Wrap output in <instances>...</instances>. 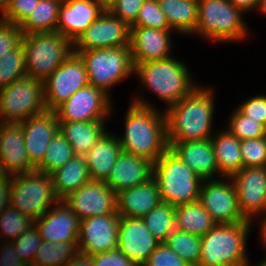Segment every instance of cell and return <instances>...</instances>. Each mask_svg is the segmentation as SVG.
<instances>
[{"label": "cell", "mask_w": 266, "mask_h": 266, "mask_svg": "<svg viewBox=\"0 0 266 266\" xmlns=\"http://www.w3.org/2000/svg\"><path fill=\"white\" fill-rule=\"evenodd\" d=\"M57 197L49 174L38 172L13 175L10 185V206L19 210L33 221L41 218Z\"/></svg>", "instance_id": "52a82bcc"}, {"label": "cell", "mask_w": 266, "mask_h": 266, "mask_svg": "<svg viewBox=\"0 0 266 266\" xmlns=\"http://www.w3.org/2000/svg\"><path fill=\"white\" fill-rule=\"evenodd\" d=\"M145 0H111L106 8L117 18L130 26L135 22Z\"/></svg>", "instance_id": "f6af8a7d"}, {"label": "cell", "mask_w": 266, "mask_h": 266, "mask_svg": "<svg viewBox=\"0 0 266 266\" xmlns=\"http://www.w3.org/2000/svg\"><path fill=\"white\" fill-rule=\"evenodd\" d=\"M142 99H135L126 114L125 134L119 137L123 152L155 163L169 148L166 117Z\"/></svg>", "instance_id": "6da1fadb"}, {"label": "cell", "mask_w": 266, "mask_h": 266, "mask_svg": "<svg viewBox=\"0 0 266 266\" xmlns=\"http://www.w3.org/2000/svg\"><path fill=\"white\" fill-rule=\"evenodd\" d=\"M63 0H40L27 19L19 26L23 35L56 32L59 6Z\"/></svg>", "instance_id": "d6a6232c"}, {"label": "cell", "mask_w": 266, "mask_h": 266, "mask_svg": "<svg viewBox=\"0 0 266 266\" xmlns=\"http://www.w3.org/2000/svg\"><path fill=\"white\" fill-rule=\"evenodd\" d=\"M199 202L217 224H234L248 221L239 209L237 192L232 179L231 183L224 182L221 179L220 181L219 179L203 180Z\"/></svg>", "instance_id": "5bb4252c"}, {"label": "cell", "mask_w": 266, "mask_h": 266, "mask_svg": "<svg viewBox=\"0 0 266 266\" xmlns=\"http://www.w3.org/2000/svg\"><path fill=\"white\" fill-rule=\"evenodd\" d=\"M243 168L266 167V137L240 141Z\"/></svg>", "instance_id": "b9f144b4"}, {"label": "cell", "mask_w": 266, "mask_h": 266, "mask_svg": "<svg viewBox=\"0 0 266 266\" xmlns=\"http://www.w3.org/2000/svg\"><path fill=\"white\" fill-rule=\"evenodd\" d=\"M237 110L266 127V96L256 95L243 102Z\"/></svg>", "instance_id": "c3c4849f"}, {"label": "cell", "mask_w": 266, "mask_h": 266, "mask_svg": "<svg viewBox=\"0 0 266 266\" xmlns=\"http://www.w3.org/2000/svg\"><path fill=\"white\" fill-rule=\"evenodd\" d=\"M43 240L35 225L25 230L17 239L13 240V245L20 259L27 263L33 261L35 253L41 246Z\"/></svg>", "instance_id": "7bdbcfd3"}, {"label": "cell", "mask_w": 266, "mask_h": 266, "mask_svg": "<svg viewBox=\"0 0 266 266\" xmlns=\"http://www.w3.org/2000/svg\"><path fill=\"white\" fill-rule=\"evenodd\" d=\"M251 221L216 224L201 236L198 266L248 265L245 245Z\"/></svg>", "instance_id": "277c9868"}, {"label": "cell", "mask_w": 266, "mask_h": 266, "mask_svg": "<svg viewBox=\"0 0 266 266\" xmlns=\"http://www.w3.org/2000/svg\"><path fill=\"white\" fill-rule=\"evenodd\" d=\"M118 213L89 217L80 221L79 253L92 256L105 251L118 250L120 226Z\"/></svg>", "instance_id": "9a60e30c"}, {"label": "cell", "mask_w": 266, "mask_h": 266, "mask_svg": "<svg viewBox=\"0 0 266 266\" xmlns=\"http://www.w3.org/2000/svg\"><path fill=\"white\" fill-rule=\"evenodd\" d=\"M191 266L200 262L201 236L175 229L164 242Z\"/></svg>", "instance_id": "8d00e7d4"}, {"label": "cell", "mask_w": 266, "mask_h": 266, "mask_svg": "<svg viewBox=\"0 0 266 266\" xmlns=\"http://www.w3.org/2000/svg\"><path fill=\"white\" fill-rule=\"evenodd\" d=\"M63 200L80 220L117 213L116 193L103 181L91 180Z\"/></svg>", "instance_id": "2e32d148"}, {"label": "cell", "mask_w": 266, "mask_h": 266, "mask_svg": "<svg viewBox=\"0 0 266 266\" xmlns=\"http://www.w3.org/2000/svg\"><path fill=\"white\" fill-rule=\"evenodd\" d=\"M153 178L158 184L161 202L176 207L199 201L203 179L170 148L153 163Z\"/></svg>", "instance_id": "3957f363"}, {"label": "cell", "mask_w": 266, "mask_h": 266, "mask_svg": "<svg viewBox=\"0 0 266 266\" xmlns=\"http://www.w3.org/2000/svg\"><path fill=\"white\" fill-rule=\"evenodd\" d=\"M24 266H43V265H40L38 262H35L33 260V261H29L27 263H24Z\"/></svg>", "instance_id": "680465c9"}, {"label": "cell", "mask_w": 266, "mask_h": 266, "mask_svg": "<svg viewBox=\"0 0 266 266\" xmlns=\"http://www.w3.org/2000/svg\"><path fill=\"white\" fill-rule=\"evenodd\" d=\"M215 151L218 172L222 176L232 177L243 168L240 140L228 130L211 137Z\"/></svg>", "instance_id": "f546056e"}, {"label": "cell", "mask_w": 266, "mask_h": 266, "mask_svg": "<svg viewBox=\"0 0 266 266\" xmlns=\"http://www.w3.org/2000/svg\"><path fill=\"white\" fill-rule=\"evenodd\" d=\"M64 266H93L91 257L82 253H78L72 257Z\"/></svg>", "instance_id": "f5cc1de1"}, {"label": "cell", "mask_w": 266, "mask_h": 266, "mask_svg": "<svg viewBox=\"0 0 266 266\" xmlns=\"http://www.w3.org/2000/svg\"><path fill=\"white\" fill-rule=\"evenodd\" d=\"M131 27L171 30L166 15L160 9L158 0H145Z\"/></svg>", "instance_id": "f35d334b"}, {"label": "cell", "mask_w": 266, "mask_h": 266, "mask_svg": "<svg viewBox=\"0 0 266 266\" xmlns=\"http://www.w3.org/2000/svg\"><path fill=\"white\" fill-rule=\"evenodd\" d=\"M170 31L149 27H130V53L133 63L170 58Z\"/></svg>", "instance_id": "603a6c76"}, {"label": "cell", "mask_w": 266, "mask_h": 266, "mask_svg": "<svg viewBox=\"0 0 266 266\" xmlns=\"http://www.w3.org/2000/svg\"><path fill=\"white\" fill-rule=\"evenodd\" d=\"M78 55L84 61L88 83L106 93L134 72L129 46L82 51Z\"/></svg>", "instance_id": "9c48e42d"}, {"label": "cell", "mask_w": 266, "mask_h": 266, "mask_svg": "<svg viewBox=\"0 0 266 266\" xmlns=\"http://www.w3.org/2000/svg\"><path fill=\"white\" fill-rule=\"evenodd\" d=\"M47 110L40 79L25 76L0 88V122L20 123Z\"/></svg>", "instance_id": "30bf717a"}, {"label": "cell", "mask_w": 266, "mask_h": 266, "mask_svg": "<svg viewBox=\"0 0 266 266\" xmlns=\"http://www.w3.org/2000/svg\"><path fill=\"white\" fill-rule=\"evenodd\" d=\"M84 61L74 52L44 81L45 103L54 111L74 93L87 86Z\"/></svg>", "instance_id": "8fae6325"}, {"label": "cell", "mask_w": 266, "mask_h": 266, "mask_svg": "<svg viewBox=\"0 0 266 266\" xmlns=\"http://www.w3.org/2000/svg\"><path fill=\"white\" fill-rule=\"evenodd\" d=\"M78 253V242L57 243L43 240L33 260L43 266H64Z\"/></svg>", "instance_id": "e575fe53"}, {"label": "cell", "mask_w": 266, "mask_h": 266, "mask_svg": "<svg viewBox=\"0 0 266 266\" xmlns=\"http://www.w3.org/2000/svg\"><path fill=\"white\" fill-rule=\"evenodd\" d=\"M142 266H191L165 243H160Z\"/></svg>", "instance_id": "bcb514c9"}, {"label": "cell", "mask_w": 266, "mask_h": 266, "mask_svg": "<svg viewBox=\"0 0 266 266\" xmlns=\"http://www.w3.org/2000/svg\"><path fill=\"white\" fill-rule=\"evenodd\" d=\"M11 173L0 170V214L10 205V185L12 181Z\"/></svg>", "instance_id": "f907efd6"}, {"label": "cell", "mask_w": 266, "mask_h": 266, "mask_svg": "<svg viewBox=\"0 0 266 266\" xmlns=\"http://www.w3.org/2000/svg\"><path fill=\"white\" fill-rule=\"evenodd\" d=\"M21 123L27 156L36 168L42 162L49 143L59 131V120L55 111L47 110Z\"/></svg>", "instance_id": "ffe728a7"}, {"label": "cell", "mask_w": 266, "mask_h": 266, "mask_svg": "<svg viewBox=\"0 0 266 266\" xmlns=\"http://www.w3.org/2000/svg\"><path fill=\"white\" fill-rule=\"evenodd\" d=\"M6 7H7V0H0V10H1L2 16L6 10Z\"/></svg>", "instance_id": "6f0895ef"}, {"label": "cell", "mask_w": 266, "mask_h": 266, "mask_svg": "<svg viewBox=\"0 0 266 266\" xmlns=\"http://www.w3.org/2000/svg\"><path fill=\"white\" fill-rule=\"evenodd\" d=\"M170 29L182 34L194 33L198 21V0H158Z\"/></svg>", "instance_id": "4dcf8cb0"}, {"label": "cell", "mask_w": 266, "mask_h": 266, "mask_svg": "<svg viewBox=\"0 0 266 266\" xmlns=\"http://www.w3.org/2000/svg\"><path fill=\"white\" fill-rule=\"evenodd\" d=\"M228 179L234 183L239 209L246 220L266 211V167L242 168Z\"/></svg>", "instance_id": "e0dca14e"}, {"label": "cell", "mask_w": 266, "mask_h": 266, "mask_svg": "<svg viewBox=\"0 0 266 266\" xmlns=\"http://www.w3.org/2000/svg\"><path fill=\"white\" fill-rule=\"evenodd\" d=\"M264 220H261L262 221V229H261V235L262 236V239L264 241V245L266 247V218H263ZM257 266H266V259L264 261H261Z\"/></svg>", "instance_id": "11a10c76"}, {"label": "cell", "mask_w": 266, "mask_h": 266, "mask_svg": "<svg viewBox=\"0 0 266 266\" xmlns=\"http://www.w3.org/2000/svg\"><path fill=\"white\" fill-rule=\"evenodd\" d=\"M27 76L25 53L22 43L0 57V88Z\"/></svg>", "instance_id": "74e56055"}, {"label": "cell", "mask_w": 266, "mask_h": 266, "mask_svg": "<svg viewBox=\"0 0 266 266\" xmlns=\"http://www.w3.org/2000/svg\"><path fill=\"white\" fill-rule=\"evenodd\" d=\"M168 147L203 180L218 173L211 138L202 141L168 143Z\"/></svg>", "instance_id": "484cf974"}, {"label": "cell", "mask_w": 266, "mask_h": 266, "mask_svg": "<svg viewBox=\"0 0 266 266\" xmlns=\"http://www.w3.org/2000/svg\"><path fill=\"white\" fill-rule=\"evenodd\" d=\"M40 0H7L1 20L20 26Z\"/></svg>", "instance_id": "ee69618b"}, {"label": "cell", "mask_w": 266, "mask_h": 266, "mask_svg": "<svg viewBox=\"0 0 266 266\" xmlns=\"http://www.w3.org/2000/svg\"><path fill=\"white\" fill-rule=\"evenodd\" d=\"M130 25L107 8L73 43L74 53L109 47L129 46Z\"/></svg>", "instance_id": "4fadbf2b"}, {"label": "cell", "mask_w": 266, "mask_h": 266, "mask_svg": "<svg viewBox=\"0 0 266 266\" xmlns=\"http://www.w3.org/2000/svg\"><path fill=\"white\" fill-rule=\"evenodd\" d=\"M0 170L12 175L35 170L27 156L21 122H0Z\"/></svg>", "instance_id": "7402d4cb"}, {"label": "cell", "mask_w": 266, "mask_h": 266, "mask_svg": "<svg viewBox=\"0 0 266 266\" xmlns=\"http://www.w3.org/2000/svg\"><path fill=\"white\" fill-rule=\"evenodd\" d=\"M104 121L59 122V131L76 156H84L105 133Z\"/></svg>", "instance_id": "83f0119b"}, {"label": "cell", "mask_w": 266, "mask_h": 266, "mask_svg": "<svg viewBox=\"0 0 266 266\" xmlns=\"http://www.w3.org/2000/svg\"><path fill=\"white\" fill-rule=\"evenodd\" d=\"M159 244L142 218H120L118 250L136 265L142 266Z\"/></svg>", "instance_id": "d6986e66"}, {"label": "cell", "mask_w": 266, "mask_h": 266, "mask_svg": "<svg viewBox=\"0 0 266 266\" xmlns=\"http://www.w3.org/2000/svg\"><path fill=\"white\" fill-rule=\"evenodd\" d=\"M152 177L153 163L150 160L122 151L105 183L117 194Z\"/></svg>", "instance_id": "cb8c5ba5"}, {"label": "cell", "mask_w": 266, "mask_h": 266, "mask_svg": "<svg viewBox=\"0 0 266 266\" xmlns=\"http://www.w3.org/2000/svg\"><path fill=\"white\" fill-rule=\"evenodd\" d=\"M57 206L47 211L34 221L40 237L44 241L78 242L80 218L64 202L59 200Z\"/></svg>", "instance_id": "44dd1931"}, {"label": "cell", "mask_w": 266, "mask_h": 266, "mask_svg": "<svg viewBox=\"0 0 266 266\" xmlns=\"http://www.w3.org/2000/svg\"><path fill=\"white\" fill-rule=\"evenodd\" d=\"M22 37L23 33L19 26L0 19V57L16 48Z\"/></svg>", "instance_id": "7dc6e473"}, {"label": "cell", "mask_w": 266, "mask_h": 266, "mask_svg": "<svg viewBox=\"0 0 266 266\" xmlns=\"http://www.w3.org/2000/svg\"><path fill=\"white\" fill-rule=\"evenodd\" d=\"M34 225V221L10 205L0 214L1 235L17 239L25 230ZM3 233V234H2Z\"/></svg>", "instance_id": "ab89813d"}, {"label": "cell", "mask_w": 266, "mask_h": 266, "mask_svg": "<svg viewBox=\"0 0 266 266\" xmlns=\"http://www.w3.org/2000/svg\"><path fill=\"white\" fill-rule=\"evenodd\" d=\"M90 257L93 266H138L120 250L105 251Z\"/></svg>", "instance_id": "681fc988"}, {"label": "cell", "mask_w": 266, "mask_h": 266, "mask_svg": "<svg viewBox=\"0 0 266 266\" xmlns=\"http://www.w3.org/2000/svg\"><path fill=\"white\" fill-rule=\"evenodd\" d=\"M106 9L100 0H63L56 32L73 43Z\"/></svg>", "instance_id": "ac0fdd59"}, {"label": "cell", "mask_w": 266, "mask_h": 266, "mask_svg": "<svg viewBox=\"0 0 266 266\" xmlns=\"http://www.w3.org/2000/svg\"><path fill=\"white\" fill-rule=\"evenodd\" d=\"M101 2H103L105 5H107L111 0H100Z\"/></svg>", "instance_id": "91938a15"}, {"label": "cell", "mask_w": 266, "mask_h": 266, "mask_svg": "<svg viewBox=\"0 0 266 266\" xmlns=\"http://www.w3.org/2000/svg\"><path fill=\"white\" fill-rule=\"evenodd\" d=\"M161 202L156 180L147 182L116 194L117 213L120 217L142 218Z\"/></svg>", "instance_id": "d4e9b609"}, {"label": "cell", "mask_w": 266, "mask_h": 266, "mask_svg": "<svg viewBox=\"0 0 266 266\" xmlns=\"http://www.w3.org/2000/svg\"><path fill=\"white\" fill-rule=\"evenodd\" d=\"M75 156L70 143L58 131L49 143L42 162L35 170L50 175Z\"/></svg>", "instance_id": "d590c367"}, {"label": "cell", "mask_w": 266, "mask_h": 266, "mask_svg": "<svg viewBox=\"0 0 266 266\" xmlns=\"http://www.w3.org/2000/svg\"><path fill=\"white\" fill-rule=\"evenodd\" d=\"M258 8L261 12H263L264 14H266V0H260L259 1V5Z\"/></svg>", "instance_id": "9f6ffc18"}, {"label": "cell", "mask_w": 266, "mask_h": 266, "mask_svg": "<svg viewBox=\"0 0 266 266\" xmlns=\"http://www.w3.org/2000/svg\"><path fill=\"white\" fill-rule=\"evenodd\" d=\"M133 64L134 72L140 76L143 86L152 89L169 106L179 102L197 87L191 83L185 64L172 57Z\"/></svg>", "instance_id": "5b68a950"}, {"label": "cell", "mask_w": 266, "mask_h": 266, "mask_svg": "<svg viewBox=\"0 0 266 266\" xmlns=\"http://www.w3.org/2000/svg\"><path fill=\"white\" fill-rule=\"evenodd\" d=\"M121 152L119 139L105 131L97 143L83 156L91 180L105 182Z\"/></svg>", "instance_id": "4316f807"}, {"label": "cell", "mask_w": 266, "mask_h": 266, "mask_svg": "<svg viewBox=\"0 0 266 266\" xmlns=\"http://www.w3.org/2000/svg\"><path fill=\"white\" fill-rule=\"evenodd\" d=\"M176 229L182 232L205 235L217 223L199 201L175 207Z\"/></svg>", "instance_id": "1f68e13d"}, {"label": "cell", "mask_w": 266, "mask_h": 266, "mask_svg": "<svg viewBox=\"0 0 266 266\" xmlns=\"http://www.w3.org/2000/svg\"><path fill=\"white\" fill-rule=\"evenodd\" d=\"M236 8L241 9L243 12L258 8L260 0H229Z\"/></svg>", "instance_id": "db71d44e"}, {"label": "cell", "mask_w": 266, "mask_h": 266, "mask_svg": "<svg viewBox=\"0 0 266 266\" xmlns=\"http://www.w3.org/2000/svg\"><path fill=\"white\" fill-rule=\"evenodd\" d=\"M11 244V245H10ZM3 252L0 257V266H24V262L20 259V256L17 254L13 241L3 244Z\"/></svg>", "instance_id": "816d5d0a"}, {"label": "cell", "mask_w": 266, "mask_h": 266, "mask_svg": "<svg viewBox=\"0 0 266 266\" xmlns=\"http://www.w3.org/2000/svg\"><path fill=\"white\" fill-rule=\"evenodd\" d=\"M149 232L160 242L164 243L176 229L175 206L160 202L142 217Z\"/></svg>", "instance_id": "836d02e7"}, {"label": "cell", "mask_w": 266, "mask_h": 266, "mask_svg": "<svg viewBox=\"0 0 266 266\" xmlns=\"http://www.w3.org/2000/svg\"><path fill=\"white\" fill-rule=\"evenodd\" d=\"M50 176L55 193L60 200L91 181L89 169L83 156H75L60 169L51 173Z\"/></svg>", "instance_id": "f1b7e54d"}, {"label": "cell", "mask_w": 266, "mask_h": 266, "mask_svg": "<svg viewBox=\"0 0 266 266\" xmlns=\"http://www.w3.org/2000/svg\"><path fill=\"white\" fill-rule=\"evenodd\" d=\"M236 112V113H235ZM227 129L240 141L266 136V127L235 110Z\"/></svg>", "instance_id": "60d3db41"}, {"label": "cell", "mask_w": 266, "mask_h": 266, "mask_svg": "<svg viewBox=\"0 0 266 266\" xmlns=\"http://www.w3.org/2000/svg\"><path fill=\"white\" fill-rule=\"evenodd\" d=\"M110 103L108 93L88 84L74 93L54 111L59 122L105 121L110 114Z\"/></svg>", "instance_id": "7c38bea8"}, {"label": "cell", "mask_w": 266, "mask_h": 266, "mask_svg": "<svg viewBox=\"0 0 266 266\" xmlns=\"http://www.w3.org/2000/svg\"><path fill=\"white\" fill-rule=\"evenodd\" d=\"M212 89L196 87L164 112L168 143L210 139L214 112Z\"/></svg>", "instance_id": "7a4b0ae2"}, {"label": "cell", "mask_w": 266, "mask_h": 266, "mask_svg": "<svg viewBox=\"0 0 266 266\" xmlns=\"http://www.w3.org/2000/svg\"><path fill=\"white\" fill-rule=\"evenodd\" d=\"M27 76L45 81L73 52V42L58 32L23 35ZM72 46V47H71Z\"/></svg>", "instance_id": "8992f818"}, {"label": "cell", "mask_w": 266, "mask_h": 266, "mask_svg": "<svg viewBox=\"0 0 266 266\" xmlns=\"http://www.w3.org/2000/svg\"><path fill=\"white\" fill-rule=\"evenodd\" d=\"M241 9L229 0H198L195 32L217 41H236L247 36Z\"/></svg>", "instance_id": "ba28073f"}]
</instances>
